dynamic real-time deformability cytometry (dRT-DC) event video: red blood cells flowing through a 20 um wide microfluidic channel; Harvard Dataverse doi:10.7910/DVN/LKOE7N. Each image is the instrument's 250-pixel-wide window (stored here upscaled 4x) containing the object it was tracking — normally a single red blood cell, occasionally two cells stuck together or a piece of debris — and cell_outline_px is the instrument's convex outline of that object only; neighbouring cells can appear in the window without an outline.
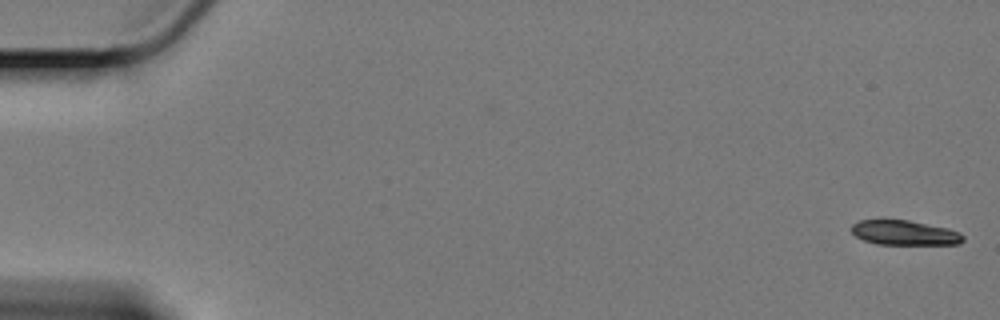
{"species": "Egyptian fruit bat (a non-hibernating species)", "species_latin": "Rousettus aegyptiacus", "temperature_condition": "cold", "stored_images_in_passage": 23, "camera_frame_rate_fps": 3000, "um_per_image_px": 0.085, "animal": {"sex": "female"}, "frame": {"image": 1, "passage_image": 1, "time_ms": 0.0, "image_size_px": [1000, 320], "cell_outline_px": [[964, 240], [960, 244], [876, 244], [864, 240], [856, 236], [848, 228], [852, 224], [860, 220], [884, 216], [908, 220], [948, 228], [960, 232], [964, 236]], "centroid_in_image_um": [76.81, 19.73], "position_along_channel_um": 8.2, "area_um2": 16.82}}
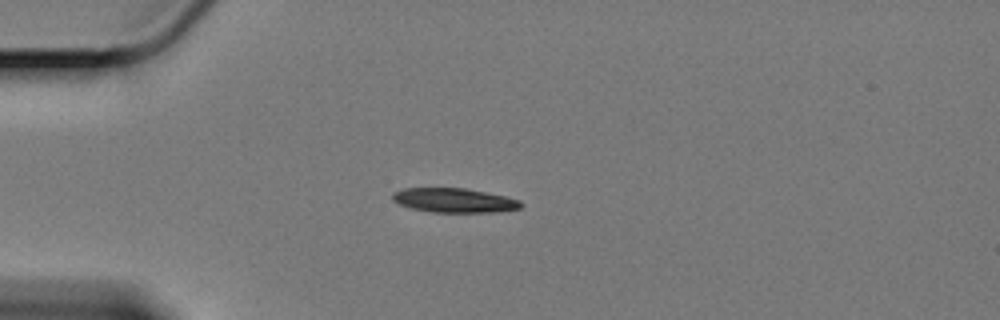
{"frame": {"image": 2, "passage_image": 16, "time_ms": 5.0, "image_size_px": [1000, 320], "cell_outline_px": [[524, 204], [520, 208], [496, 212], [432, 212], [412, 208], [400, 204], [392, 200], [392, 192], [404, 188], [464, 188], [504, 196], [520, 200]], "centroid_in_image_um": [38.6, 17.03], "position_along_channel_um": 46.4, "area_um2": 18.09}}
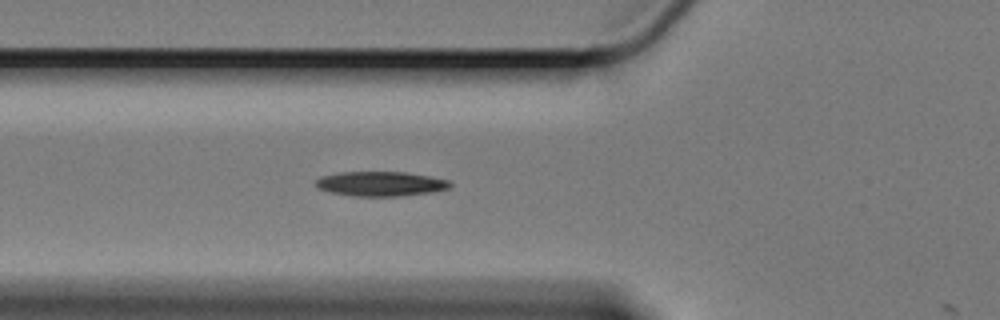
{"frame": {"image": 3, "passage_image": 22, "time_ms": 7.0, "image_size_px": [1000, 320], "cell_outline_px": [[452, 184], [448, 188], [432, 192], [400, 196], [352, 196], [328, 192], [316, 188], [316, 180], [320, 176], [336, 172], [408, 172], [432, 176], [448, 180]], "centroid_in_image_um": [32.32, 15.62], "position_along_channel_um": 93.5, "area_um2": 19.54}}